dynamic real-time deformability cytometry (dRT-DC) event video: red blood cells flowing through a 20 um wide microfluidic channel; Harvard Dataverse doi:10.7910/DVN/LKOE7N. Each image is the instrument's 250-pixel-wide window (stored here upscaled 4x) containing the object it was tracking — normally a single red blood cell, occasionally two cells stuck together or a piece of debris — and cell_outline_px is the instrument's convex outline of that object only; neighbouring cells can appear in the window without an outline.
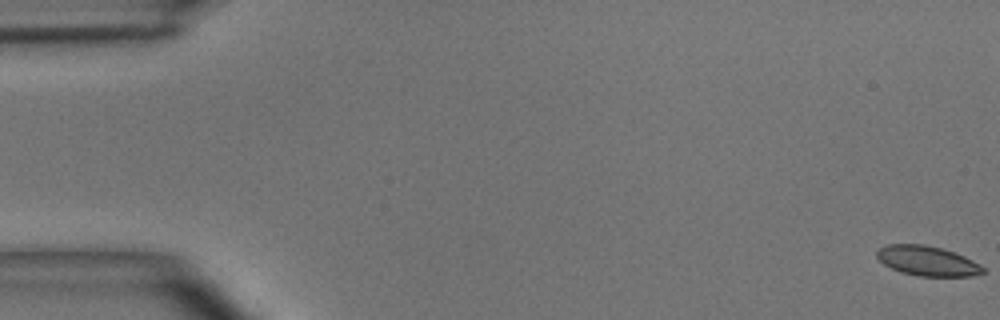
{"species": "common noctule bat (a hibernating species)", "species_latin": "Nyctalus noctula", "temperature_condition": "room temperature", "stored_images_in_passage": 9, "camera_frame_rate_fps": 3000, "um_per_image_px": 0.085, "animal": {"sex": "male", "body_mass_g": 15.6}, "frame": {"image": 1, "passage_image": 1, "time_ms": 0.0, "image_size_px": [1000, 320], "cell_outline_px": [[984, 272], [972, 276], [920, 276], [900, 272], [884, 264], [876, 256], [876, 252], [880, 248], [888, 244], [924, 244], [940, 248], [964, 256], [980, 264], [984, 268]], "centroid_in_image_um": [78.81, 22.18], "position_along_channel_um": 6.2, "area_um2": 18.26}}